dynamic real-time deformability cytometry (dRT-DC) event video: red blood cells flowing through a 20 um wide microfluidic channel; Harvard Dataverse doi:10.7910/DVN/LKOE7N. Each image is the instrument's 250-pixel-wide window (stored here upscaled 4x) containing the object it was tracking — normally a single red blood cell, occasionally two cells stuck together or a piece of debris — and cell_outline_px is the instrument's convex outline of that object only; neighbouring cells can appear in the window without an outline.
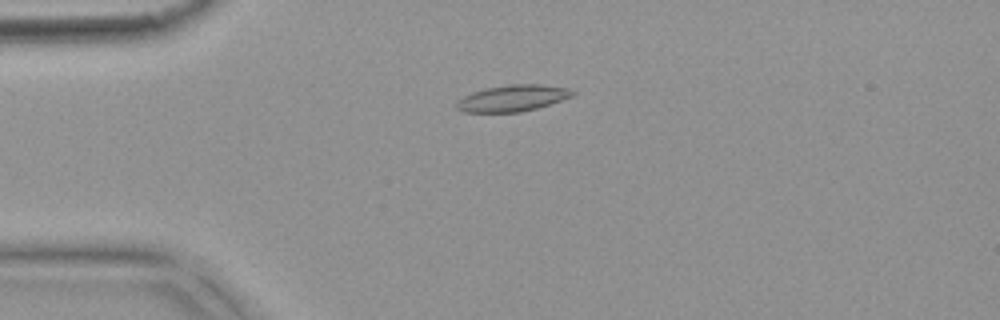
{"species": "common noctule bat (a hibernating species)", "species_latin": "Nyctalus noctula", "temperature_condition": "warm", "stored_images_in_passage": 4, "camera_frame_rate_fps": 3000, "um_per_image_px": 0.085, "animal": {"sex": "female", "body_mass_g": 18.4}, "frame": {"image": 1, "passage_image": 4, "time_ms": 1.0, "image_size_px": [1000, 320], "cell_outline_px": [[576, 92], [572, 96], [536, 108], [520, 112], [464, 112], [456, 108], [456, 100], [472, 92], [488, 88], [508, 84], [544, 84], [568, 88]], "centroid_in_image_um": [43.55, 8.34], "position_along_channel_um": 41.5, "area_um2": 17.74}}